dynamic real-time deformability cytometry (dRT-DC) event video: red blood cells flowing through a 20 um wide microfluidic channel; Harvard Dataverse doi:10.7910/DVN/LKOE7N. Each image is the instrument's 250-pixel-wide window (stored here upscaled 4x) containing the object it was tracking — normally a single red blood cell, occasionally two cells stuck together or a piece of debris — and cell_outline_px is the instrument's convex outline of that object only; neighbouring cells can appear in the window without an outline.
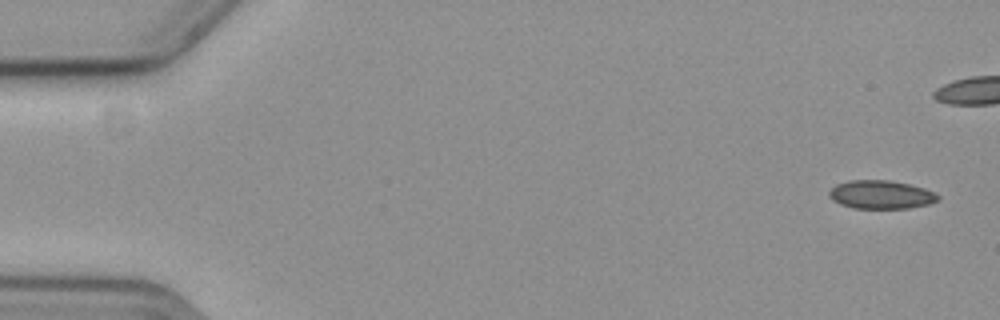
{"species": "common noctule bat (a hibernating species)", "species_latin": "Nyctalus noctula", "temperature_condition": "cold", "stored_images_in_passage": 13, "camera_frame_rate_fps": 3000, "um_per_image_px": 0.085, "animal": {"sex": "female", "body_mass_g": 19.3, "forearm_length_mm": 54.1}, "frame": {"image": 1, "passage_image": 1, "time_ms": 0.0, "image_size_px": [1000, 320], "cell_outline_px": [[940, 196], [936, 200], [928, 204], [908, 208], [856, 208], [840, 204], [832, 200], [828, 196], [828, 192], [836, 184], [848, 180], [888, 180], [908, 184], [924, 188]], "centroid_in_image_um": [74.83, 16.53], "position_along_channel_um": 10.2, "area_um2": 17.86}}